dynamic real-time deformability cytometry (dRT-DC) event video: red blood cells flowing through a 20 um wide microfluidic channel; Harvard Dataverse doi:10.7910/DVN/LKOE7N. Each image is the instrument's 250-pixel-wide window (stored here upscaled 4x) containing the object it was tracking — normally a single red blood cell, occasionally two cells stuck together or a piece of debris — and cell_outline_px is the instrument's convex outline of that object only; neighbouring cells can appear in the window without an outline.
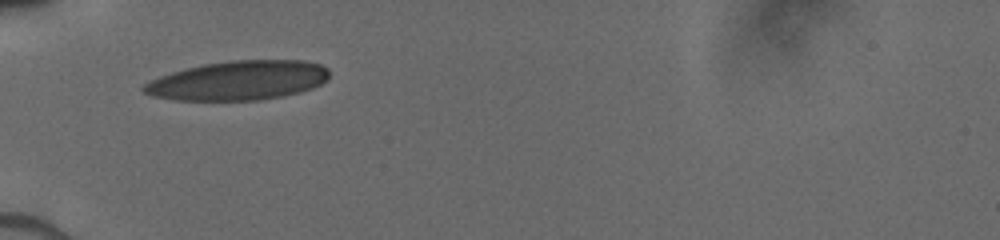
{"species": "human", "species_latin": "Homo sapiens", "temperature_condition": "cold", "stored_images_in_passage": 38, "camera_frame_rate_fps": 3000, "um_per_image_px": 0.085, "donor": {"sex": "male"}, "frame": {"image": 1, "passage_image": 1, "time_ms": 0.0, "image_size_px": [1000, 240], "cell_outline_px": [[328, 80], [312, 88], [300, 92], [260, 100], [176, 100], [152, 96], [144, 92], [140, 88], [144, 84], [160, 76], [172, 72], [204, 64], [228, 60], [304, 60], [320, 64], [328, 68]], "centroid_in_image_um": [20.27, 6.84], "position_along_channel_um": 64.7, "area_um2": 42.43}}
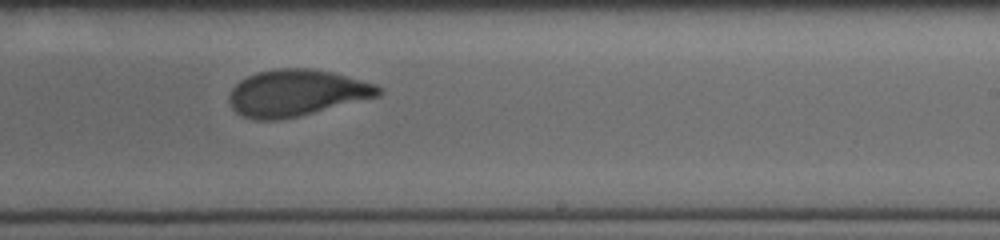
{"frame": {"image": 2, "passage_image": 22, "time_ms": 5.0, "image_size_px": [1000, 240], "cell_outline_px": [[384, 92], [380, 96], [300, 116], [280, 120], [256, 120], [240, 116], [232, 108], [228, 100], [228, 96], [232, 88], [240, 80], [256, 72], [276, 68], [312, 68], [332, 72], [376, 84], [384, 88]], "centroid_in_image_um": [25.21, 7.9], "position_along_channel_um": 263.8, "area_um2": 40.98}}
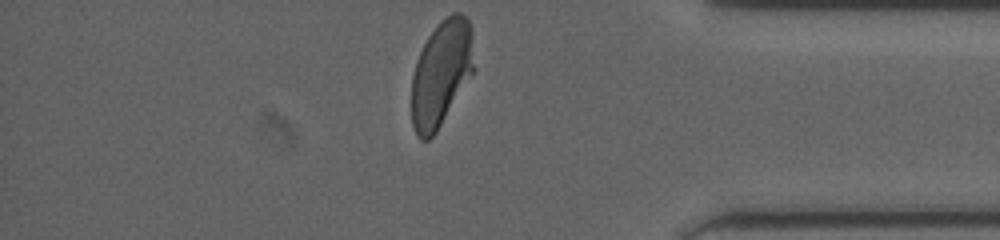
{"frame": {"image": 3, "passage_image": 38, "time_ms": 8.667, "image_size_px": [1000, 240], "cell_outline_px": [[472, 72], [436, 132], [428, 140], [420, 140], [416, 136], [412, 124], [412, 76], [416, 60], [428, 36], [440, 20], [452, 12], [460, 12], [468, 20], [472, 28]], "centroid_in_image_um": [37.46, 6.22], "position_along_channel_um": 397.7, "area_um2": 37.97}}